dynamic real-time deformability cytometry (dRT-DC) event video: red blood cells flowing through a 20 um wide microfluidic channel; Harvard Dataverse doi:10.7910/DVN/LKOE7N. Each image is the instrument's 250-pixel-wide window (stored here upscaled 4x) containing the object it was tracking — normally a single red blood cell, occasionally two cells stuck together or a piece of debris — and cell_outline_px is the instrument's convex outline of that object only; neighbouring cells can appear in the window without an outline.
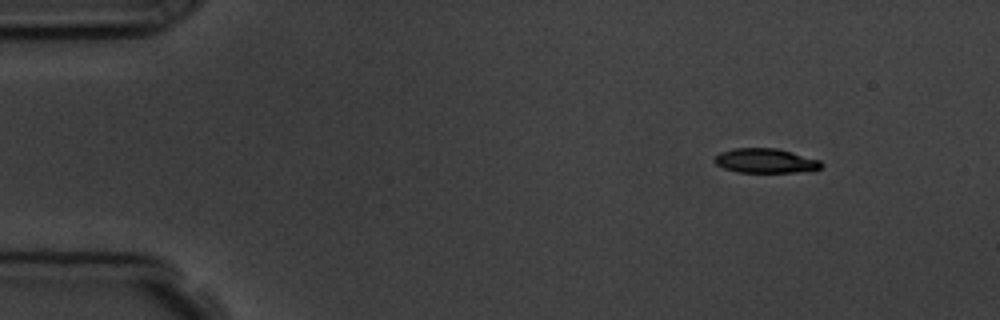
{"species": "common noctule bat (a hibernating species)", "species_latin": "Nyctalus noctula", "temperature_condition": "room temperature", "stored_images_in_passage": 3, "camera_frame_rate_fps": 3000, "um_per_image_px": 0.085, "animal": {"sex": "male", "body_mass_g": 19.5, "forearm_length_mm": 54.6}, "frame": {"image": 1, "passage_image": 1, "time_ms": 0.0, "image_size_px": [1000, 320], "cell_outline_px": [[824, 164], [820, 168], [796, 172], [736, 172], [724, 168], [716, 164], [712, 160], [720, 152], [736, 148], [776, 148], [792, 152], [820, 160]], "centroid_in_image_um": [65.04, 13.66], "position_along_channel_um": 20.0, "area_um2": 15.14}}
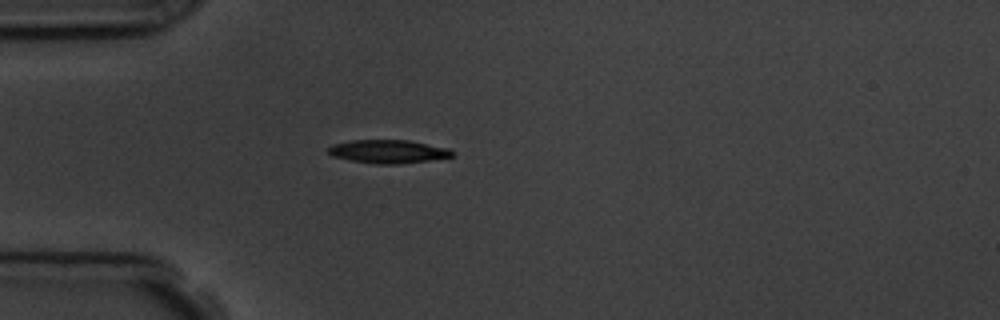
{"frame": {"image": 2, "passage_image": 3, "time_ms": 3.0, "image_size_px": [1000, 320], "cell_outline_px": [[452, 156], [428, 160], [396, 164], [376, 164], [352, 160], [332, 156], [328, 152], [328, 148], [332, 144], [352, 140], [408, 140], [448, 148], [452, 152]], "centroid_in_image_um": [32.95, 12.87], "position_along_channel_um": 52.1, "area_um2": 16.59}}